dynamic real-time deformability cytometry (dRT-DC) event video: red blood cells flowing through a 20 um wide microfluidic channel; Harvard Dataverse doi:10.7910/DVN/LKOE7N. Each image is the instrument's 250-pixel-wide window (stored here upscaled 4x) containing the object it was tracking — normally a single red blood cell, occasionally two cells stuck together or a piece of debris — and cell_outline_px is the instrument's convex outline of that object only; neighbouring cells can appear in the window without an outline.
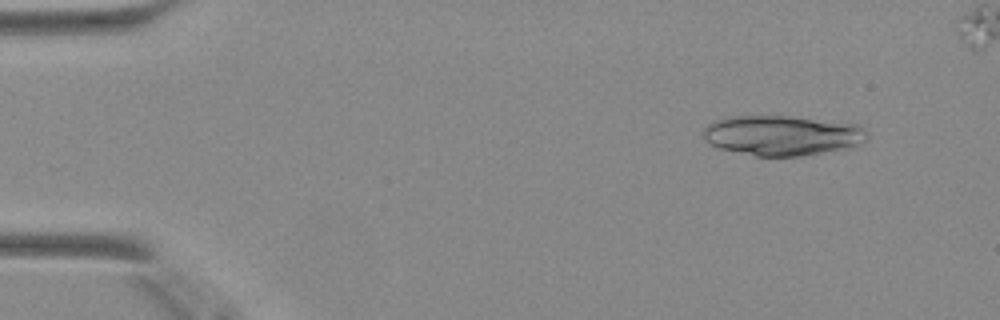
{"species": "Egyptian fruit bat (a non-hibernating species)", "species_latin": "Rousettus aegyptiacus", "temperature_condition": "warm", "stored_images_in_passage": 43, "camera_frame_rate_fps": 3000, "um_per_image_px": 0.085, "animal": {"sex": "female"}, "frame": {"image": 1, "passage_image": 3, "time_ms": 0.667, "image_size_px": [1000, 320], "cell_outline_px": [[864, 140], [856, 148], [800, 156], [756, 156], [720, 148], [704, 140], [704, 128], [708, 124], [716, 120], [728, 116], [788, 116], [856, 124], [864, 128]], "centroid_in_image_um": [66.49, 11.52], "position_along_channel_um": 18.5, "area_um2": 38.15}}
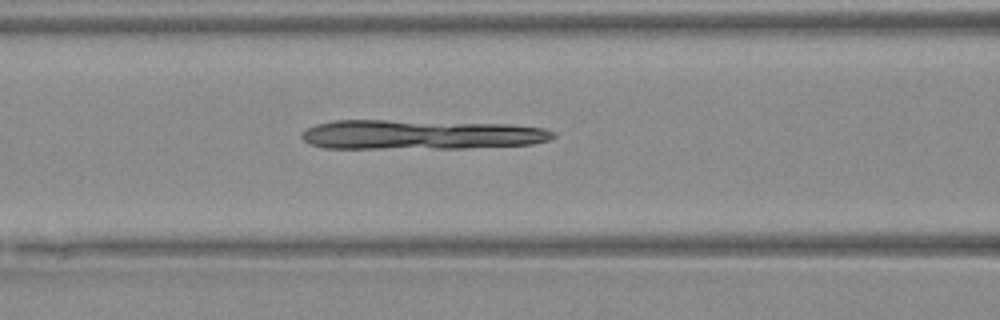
{"frame": {"image": 2, "passage_image": 18, "time_ms": 5.667, "image_size_px": [1000, 320], "cell_outline_px": [[556, 136], [548, 140], [532, 144], [464, 148], [324, 148], [308, 144], [300, 136], [308, 128], [316, 124], [332, 120], [388, 120], [512, 124], [544, 128], [556, 132]], "centroid_in_image_um": [35.76, 11.44], "position_along_channel_um": 130.8, "area_um2": 43.52}}
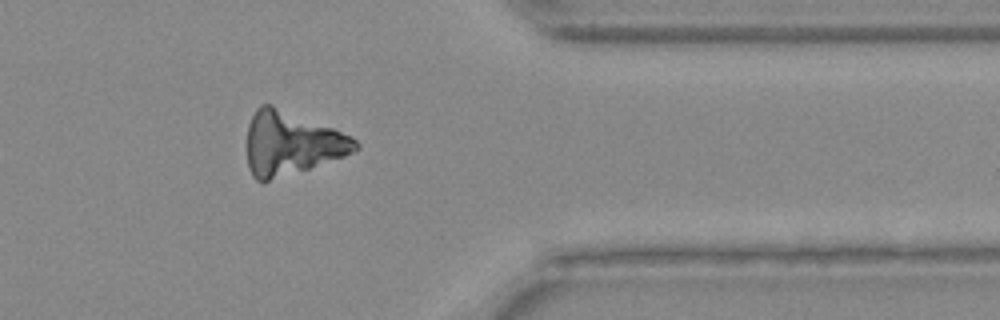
{"frame": {"image": 3, "passage_image": 37, "time_ms": 12.0, "image_size_px": [1000, 320], "cell_outline_px": [[360, 148], [344, 156], [264, 184], [260, 184], [252, 176], [248, 168], [248, 124], [256, 108], [260, 104], [272, 104], [332, 128], [356, 140], [360, 144]], "centroid_in_image_um": [24.72, 12.21], "position_along_channel_um": 386.7, "area_um2": 40.11}}